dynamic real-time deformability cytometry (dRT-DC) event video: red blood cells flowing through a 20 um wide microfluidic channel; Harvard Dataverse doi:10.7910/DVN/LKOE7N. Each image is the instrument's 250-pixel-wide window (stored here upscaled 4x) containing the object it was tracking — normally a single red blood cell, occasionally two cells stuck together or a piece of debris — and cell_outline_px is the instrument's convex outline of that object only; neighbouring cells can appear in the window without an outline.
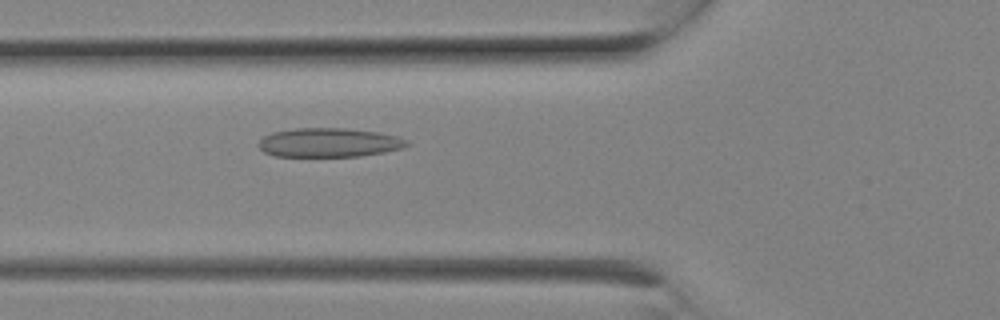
{"species": "Egyptian fruit bat (a non-hibernating species)", "species_latin": "Rousettus aegyptiacus", "temperature_condition": "room temperature", "stored_images_in_passage": 2, "camera_frame_rate_fps": 3000, "um_per_image_px": 0.085, "animal": {"sex": "female"}, "frame": {"image": 1, "passage_image": 2, "time_ms": 0.333, "image_size_px": [1000, 320], "cell_outline_px": [[412, 144], [404, 148], [384, 152], [360, 156], [276, 156], [264, 152], [256, 144], [264, 136], [272, 132], [296, 128], [344, 128], [376, 132], [396, 136], [408, 140]], "centroid_in_image_um": [27.98, 12.12], "position_along_channel_um": 97.8, "area_um2": 25.14}}